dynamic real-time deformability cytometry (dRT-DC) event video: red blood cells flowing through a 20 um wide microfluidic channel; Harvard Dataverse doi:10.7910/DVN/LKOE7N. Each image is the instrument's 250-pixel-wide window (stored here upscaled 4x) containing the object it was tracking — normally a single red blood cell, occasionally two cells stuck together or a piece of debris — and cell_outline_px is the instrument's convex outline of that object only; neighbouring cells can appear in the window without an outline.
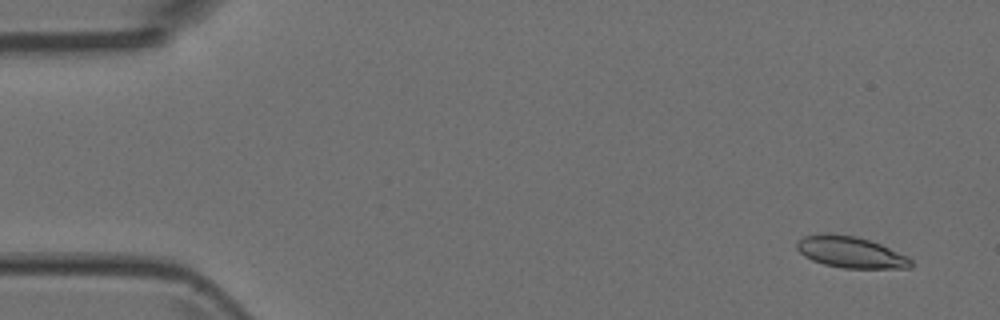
{"species": "Egyptian fruit bat (a non-hibernating species)", "species_latin": "Rousettus aegyptiacus", "temperature_condition": "room temperature", "stored_images_in_passage": 4, "camera_frame_rate_fps": 3000, "um_per_image_px": 0.085, "animal": {"sex": "female"}, "frame": {"image": 1, "passage_image": 1, "time_ms": 0.0, "image_size_px": [1000, 320], "cell_outline_px": [[912, 268], [844, 268], [824, 264], [812, 260], [804, 256], [796, 248], [796, 240], [804, 236], [852, 236], [868, 240], [880, 244], [908, 256], [912, 260]], "centroid_in_image_um": [72.34, 21.48], "position_along_channel_um": 12.7, "area_um2": 20.17}}
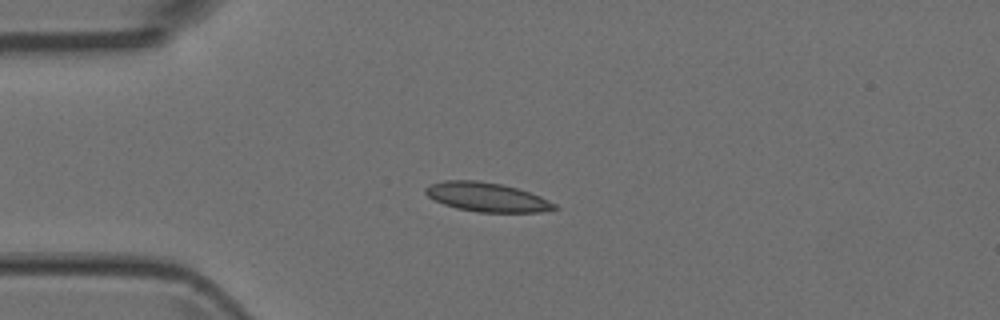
{"frame": {"image": 2, "passage_image": 4, "time_ms": 1.0, "image_size_px": [1000, 320], "cell_outline_px": [[560, 208], [544, 212], [476, 212], [456, 208], [444, 204], [428, 196], [424, 192], [424, 188], [428, 184], [444, 180], [476, 180], [500, 184], [516, 188], [540, 196], [556, 204]], "centroid_in_image_um": [41.37, 16.75], "position_along_channel_um": 43.6, "area_um2": 21.91}}